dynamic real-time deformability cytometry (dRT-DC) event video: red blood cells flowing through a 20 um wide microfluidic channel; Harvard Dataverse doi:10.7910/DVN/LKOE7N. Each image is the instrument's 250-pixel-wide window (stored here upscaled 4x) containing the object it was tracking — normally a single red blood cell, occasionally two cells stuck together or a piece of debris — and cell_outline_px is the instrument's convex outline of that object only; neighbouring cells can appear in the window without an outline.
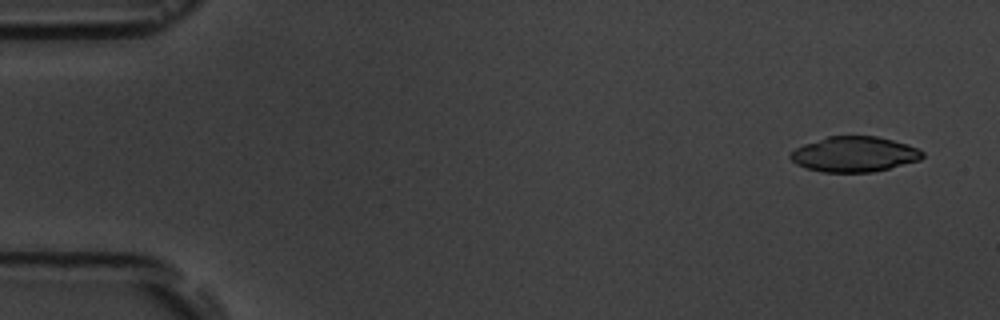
{"species": "common noctule bat (a hibernating species)", "species_latin": "Nyctalus noctula", "temperature_condition": "room temperature", "stored_images_in_passage": 4, "camera_frame_rate_fps": 3000, "um_per_image_px": 0.085, "animal": {"sex": "male", "body_mass_g": 19.5, "forearm_length_mm": 54.6}, "frame": {"image": 1, "passage_image": 1, "time_ms": 0.0, "image_size_px": [1000, 320], "cell_outline_px": [[924, 156], [920, 160], [872, 172], [824, 172], [804, 168], [796, 164], [788, 156], [796, 148], [804, 144], [828, 136], [876, 136], [892, 140], [916, 148], [924, 152]], "centroid_in_image_um": [72.59, 13.11], "position_along_channel_um": 12.4, "area_um2": 26.93}}